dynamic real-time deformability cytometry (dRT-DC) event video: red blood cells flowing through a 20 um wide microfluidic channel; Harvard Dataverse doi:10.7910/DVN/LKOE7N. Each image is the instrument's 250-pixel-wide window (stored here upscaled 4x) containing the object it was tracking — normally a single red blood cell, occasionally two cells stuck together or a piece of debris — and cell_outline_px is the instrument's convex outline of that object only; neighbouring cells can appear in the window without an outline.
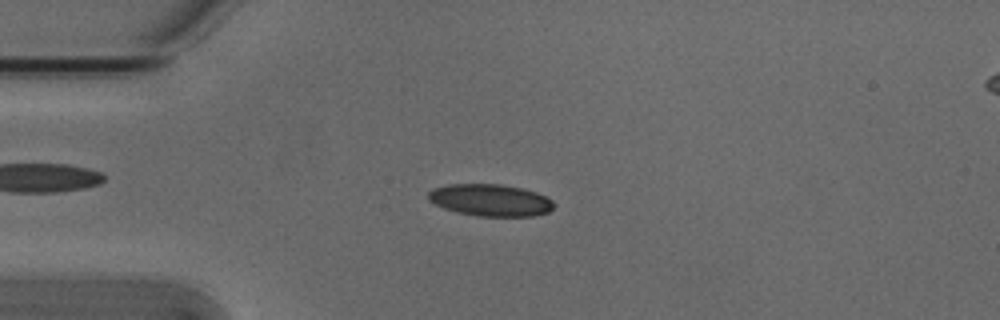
{"species": "Egyptian fruit bat (a non-hibernating species)", "species_latin": "Rousettus aegyptiacus", "temperature_condition": "cold", "stored_images_in_passage": 7, "camera_frame_rate_fps": 3000, "um_per_image_px": 0.085, "animal": {"sex": "male"}, "frame": {"image": 1, "passage_image": 4, "time_ms": 1.0, "image_size_px": [1000, 320], "cell_outline_px": [[556, 204], [548, 212], [532, 216], [476, 216], [456, 212], [444, 208], [428, 200], [428, 192], [432, 188], [448, 184], [500, 184], [520, 188], [536, 192], [552, 200]], "centroid_in_image_um": [41.66, 17.01], "position_along_channel_um": 43.3, "area_um2": 23.41}}